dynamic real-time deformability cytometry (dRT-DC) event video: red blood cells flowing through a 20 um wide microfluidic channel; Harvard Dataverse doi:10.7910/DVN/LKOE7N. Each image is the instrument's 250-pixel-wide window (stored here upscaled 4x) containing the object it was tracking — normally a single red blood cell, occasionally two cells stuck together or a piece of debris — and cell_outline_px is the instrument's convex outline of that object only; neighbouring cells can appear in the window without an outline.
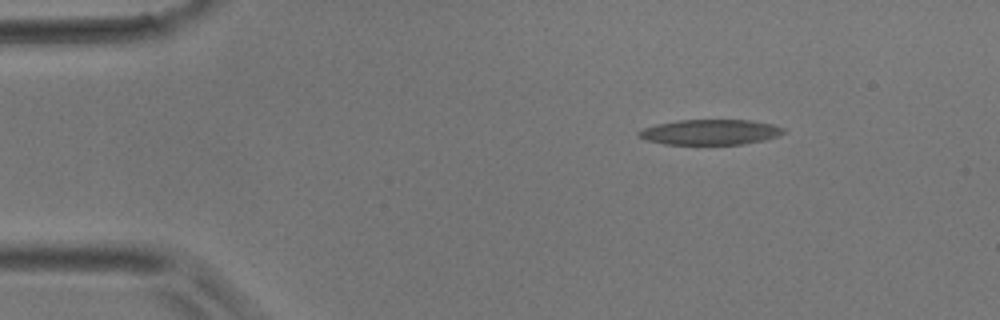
{"species": "common noctule bat (a hibernating species)", "species_latin": "Nyctalus noctula", "temperature_condition": "room temperature", "stored_images_in_passage": 4, "camera_frame_rate_fps": 3000, "um_per_image_px": 0.085, "animal": {"sex": "male", "body_mass_g": 17.9}, "frame": {"image": 1, "passage_image": 2, "time_ms": 0.333, "image_size_px": [1000, 320], "cell_outline_px": [[784, 132], [780, 136], [764, 140], [744, 144], [664, 144], [644, 140], [636, 136], [636, 132], [644, 128], [656, 124], [676, 120], [752, 120], [772, 124], [784, 128]], "centroid_in_image_um": [60.34, 11.23], "position_along_channel_um": 24.7, "area_um2": 21.56}}
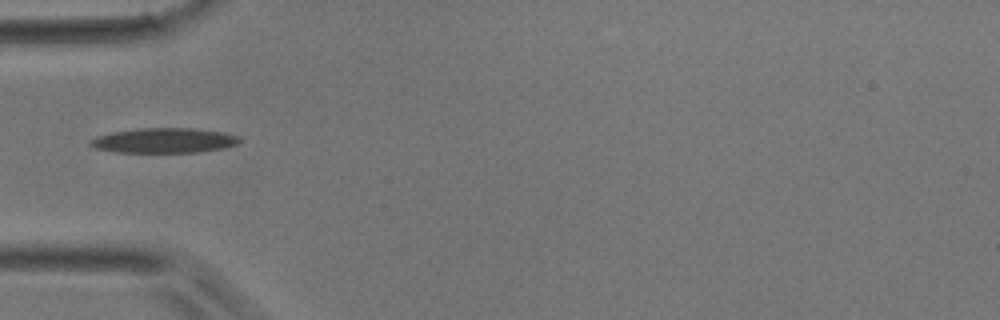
{"frame": {"image": 2, "passage_image": 4, "time_ms": 1.0, "image_size_px": [1000, 320], "cell_outline_px": [[240, 140], [236, 144], [224, 148], [200, 152], [120, 152], [96, 148], [88, 144], [88, 140], [96, 136], [112, 132], [140, 128], [192, 128], [224, 132], [240, 136]], "centroid_in_image_um": [13.95, 11.93], "position_along_channel_um": 71.1, "area_um2": 21.68}}